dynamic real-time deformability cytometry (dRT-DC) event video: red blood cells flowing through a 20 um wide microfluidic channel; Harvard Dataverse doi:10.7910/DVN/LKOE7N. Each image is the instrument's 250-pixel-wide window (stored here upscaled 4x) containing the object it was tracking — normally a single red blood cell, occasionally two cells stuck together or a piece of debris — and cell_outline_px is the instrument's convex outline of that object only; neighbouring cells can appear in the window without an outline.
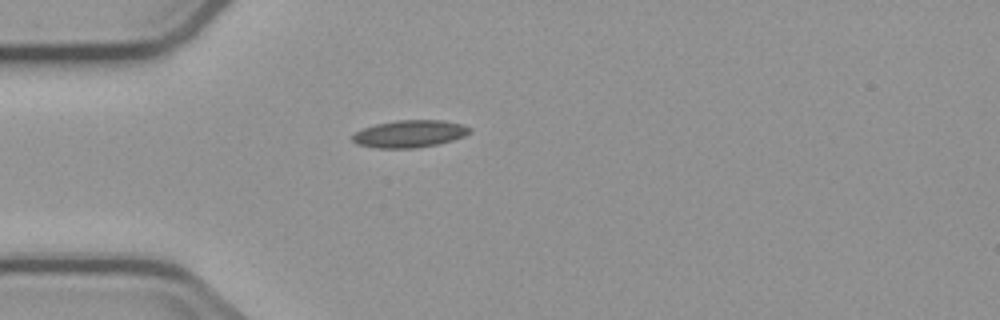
{"species": "common noctule bat (a hibernating species)", "species_latin": "Nyctalus noctula", "temperature_condition": "cold", "stored_images_in_passage": 1, "camera_frame_rate_fps": 3000, "um_per_image_px": 0.085, "animal": {"sex": "male", "body_mass_g": 23.1, "forearm_length_mm": 52.7}, "frame": {"image": 1, "passage_image": 1, "time_ms": 0.0, "image_size_px": [1000, 320], "cell_outline_px": [[472, 132], [464, 136], [452, 140], [436, 144], [416, 148], [376, 148], [356, 144], [352, 140], [352, 136], [356, 132], [364, 128], [376, 124], [396, 120], [444, 120], [460, 124], [472, 128]], "centroid_in_image_um": [34.82, 11.37], "position_along_channel_um": 50.2, "area_um2": 18.61}}